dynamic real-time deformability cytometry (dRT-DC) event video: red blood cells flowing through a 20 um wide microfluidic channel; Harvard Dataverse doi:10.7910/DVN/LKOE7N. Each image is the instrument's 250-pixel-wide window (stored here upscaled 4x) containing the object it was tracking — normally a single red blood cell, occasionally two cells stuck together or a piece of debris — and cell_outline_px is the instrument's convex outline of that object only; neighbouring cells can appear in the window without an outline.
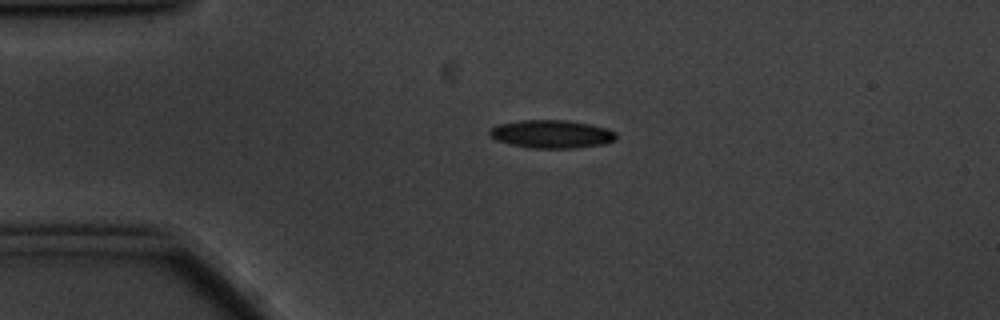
{"species": "common noctule bat (a hibernating species)", "species_latin": "Nyctalus noctula", "temperature_condition": "cold", "stored_images_in_passage": 5, "camera_frame_rate_fps": 3000, "um_per_image_px": 0.085, "animal": {"sex": "male", "body_mass_g": 20.1, "forearm_length_mm": 53.5}, "frame": {"image": 1, "passage_image": 1, "time_ms": 0.0, "image_size_px": [1000, 320], "cell_outline_px": [[616, 140], [604, 144], [576, 148], [532, 148], [508, 144], [496, 140], [488, 136], [488, 132], [496, 124], [520, 120], [568, 120], [588, 124], [604, 128], [616, 132]], "centroid_in_image_um": [46.84, 11.4], "position_along_channel_um": 38.2, "area_um2": 20.87}}